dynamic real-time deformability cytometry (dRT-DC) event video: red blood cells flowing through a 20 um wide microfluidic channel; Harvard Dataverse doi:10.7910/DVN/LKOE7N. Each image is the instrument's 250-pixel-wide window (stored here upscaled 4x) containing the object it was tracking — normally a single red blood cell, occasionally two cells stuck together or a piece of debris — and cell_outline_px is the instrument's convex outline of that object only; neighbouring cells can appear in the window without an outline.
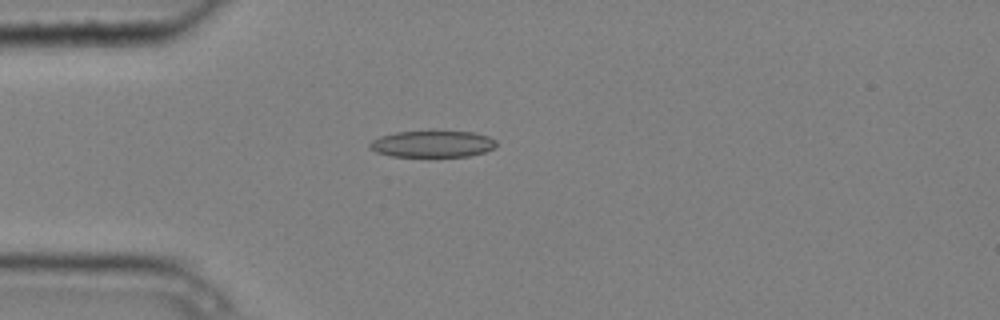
{"species": "common noctule bat (a hibernating species)", "species_latin": "Nyctalus noctula", "temperature_condition": "cold", "stored_images_in_passage": 5, "camera_frame_rate_fps": 3000, "um_per_image_px": 0.085, "animal": {"sex": "male", "body_mass_g": 20.4}, "frame": {"image": 1, "passage_image": 4, "time_ms": 1.0, "image_size_px": [1000, 320], "cell_outline_px": [[496, 148], [484, 152], [468, 156], [392, 156], [376, 152], [368, 148], [368, 144], [372, 140], [380, 136], [396, 132], [428, 128], [432, 128], [476, 132], [488, 136], [496, 140]], "centroid_in_image_um": [36.77, 12.17], "position_along_channel_um": 48.2, "area_um2": 20.69}}